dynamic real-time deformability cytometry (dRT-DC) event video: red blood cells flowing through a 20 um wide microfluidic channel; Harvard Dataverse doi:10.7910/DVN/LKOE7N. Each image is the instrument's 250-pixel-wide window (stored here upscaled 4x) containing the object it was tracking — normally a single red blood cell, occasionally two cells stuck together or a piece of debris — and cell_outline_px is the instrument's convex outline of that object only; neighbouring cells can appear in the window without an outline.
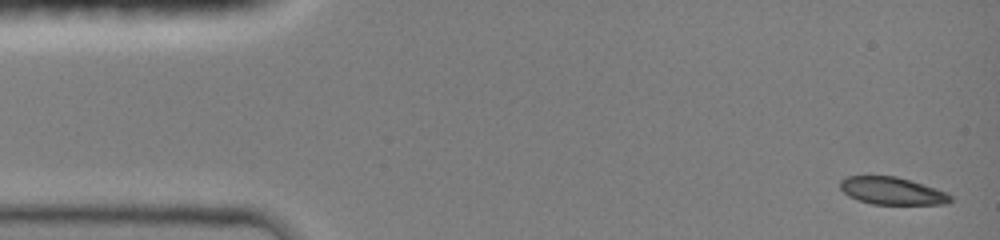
{"species": "common noctule bat (a hibernating species)", "species_latin": "Nyctalus noctula", "temperature_condition": "room temperature", "stored_images_in_passage": 40, "camera_frame_rate_fps": 3000, "um_per_image_px": 0.085, "animal": {"sex": "female", "body_mass_g": 19.0, "forearm_length_mm": 51.5}, "frame": {"image": 1, "passage_image": 1, "time_ms": 0.0, "image_size_px": [1000, 240], "cell_outline_px": [[952, 200], [944, 204], [872, 204], [848, 196], [840, 188], [840, 180], [848, 176], [896, 176], [944, 192], [952, 196]], "centroid_in_image_um": [75.77, 16.23], "position_along_channel_um": 9.2, "area_um2": 17.22}}
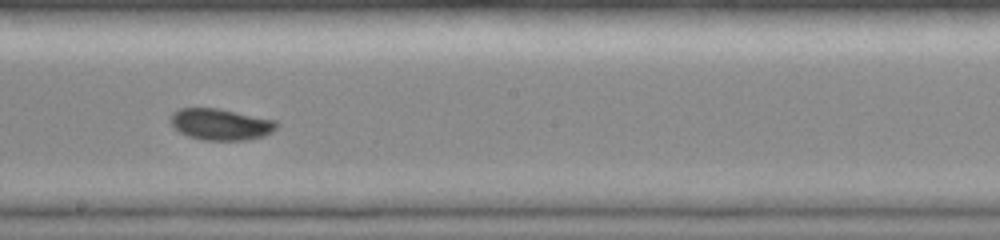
{"frame": {"image": 2, "passage_image": 22, "time_ms": 8.0, "image_size_px": [1000, 240], "cell_outline_px": [[280, 124], [272, 132], [264, 136], [244, 140], [204, 140], [188, 136], [180, 132], [168, 120], [172, 112], [180, 108], [216, 108], [276, 120]], "centroid_in_image_um": [18.75, 10.56], "position_along_channel_um": 229.4, "area_um2": 19.42}}
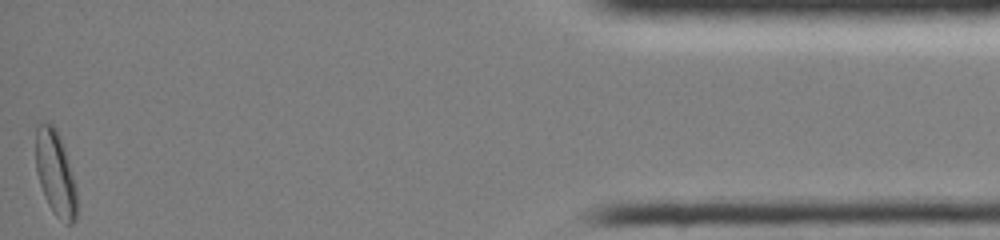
{"frame": {"image": 3, "passage_image": 40, "time_ms": 14.667, "image_size_px": [1000, 240], "cell_outline_px": [[76, 220], [72, 224], [68, 224], [56, 216], [52, 212], [44, 196], [36, 172], [36, 124], [40, 120], [52, 124], [56, 128], [60, 136], [64, 148], [76, 188]], "centroid_in_image_um": [4.69, 14.7], "position_along_channel_um": 430.5, "area_um2": 20.35}}